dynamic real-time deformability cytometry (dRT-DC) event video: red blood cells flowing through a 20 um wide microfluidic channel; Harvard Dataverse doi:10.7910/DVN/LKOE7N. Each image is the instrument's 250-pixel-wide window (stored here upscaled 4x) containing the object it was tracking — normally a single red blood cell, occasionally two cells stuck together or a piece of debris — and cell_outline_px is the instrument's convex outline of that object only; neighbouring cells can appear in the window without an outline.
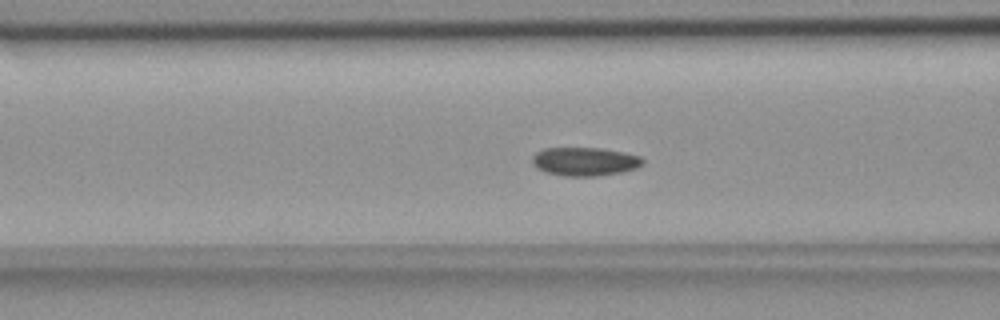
{"species": "common noctule bat (a hibernating species)", "species_latin": "Nyctalus noctula", "temperature_condition": "room temperature", "stored_images_in_passage": 56, "camera_frame_rate_fps": 3000, "um_per_image_px": 0.085, "animal": {"sex": "female", "body_mass_g": 18.4}, "frame": {"image": 1, "passage_image": 22, "time_ms": 7.0, "image_size_px": [1000, 320], "cell_outline_px": [[644, 164], [636, 168], [620, 172], [600, 176], [564, 176], [548, 172], [536, 168], [532, 164], [532, 156], [536, 152], [544, 148], [600, 148], [624, 152], [640, 156], [644, 160]], "centroid_in_image_um": [49.71, 13.73], "position_along_channel_um": 116.9, "area_um2": 18.44}}
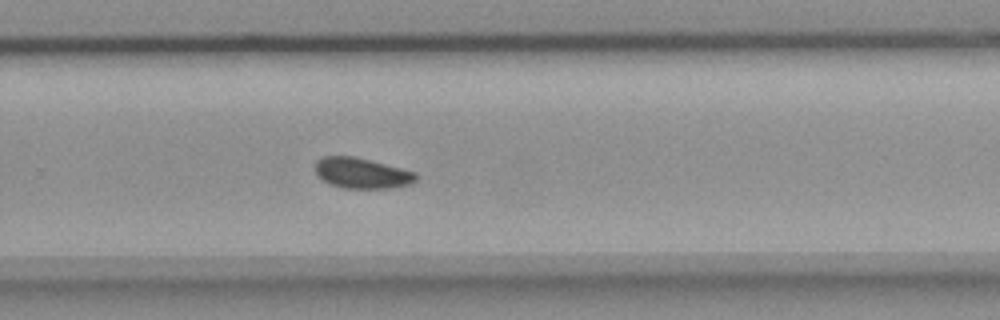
{"frame": {"image": 2, "passage_image": 37, "time_ms": 12.0, "image_size_px": [1000, 320], "cell_outline_px": [[420, 176], [412, 184], [392, 188], [340, 188], [328, 184], [316, 172], [316, 160], [320, 156], [352, 156], [416, 172]], "centroid_in_image_um": [30.77, 14.73], "position_along_channel_um": 299.0, "area_um2": 17.98}}
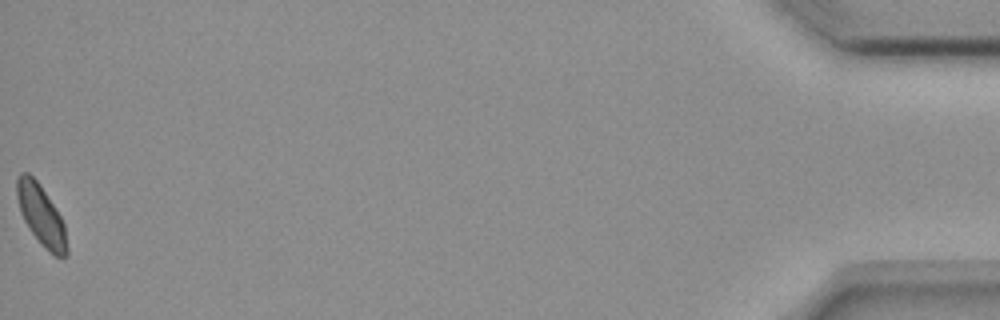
{"frame": {"image": 3, "passage_image": 56, "time_ms": 18.333, "image_size_px": [1000, 320], "cell_outline_px": [[68, 256], [56, 256], [48, 252], [28, 228], [20, 212], [16, 196], [16, 180], [20, 172], [28, 172], [40, 184], [60, 216], [64, 224], [68, 248]], "centroid_in_image_um": [3.48, 18.29], "position_along_channel_um": 431.7, "area_um2": 17.63}, "authors_computed_cell_mechanics": {"area_um2": 18.0047, "velocity_mm_per_s": 3.6549, "shape_relaxation_time_tau1_ms": 7.9033, "shape_relaxation_time_tau2_ms": null, "deformation_change_tau1": 0.1193, "deformation_change_tau2": null}}